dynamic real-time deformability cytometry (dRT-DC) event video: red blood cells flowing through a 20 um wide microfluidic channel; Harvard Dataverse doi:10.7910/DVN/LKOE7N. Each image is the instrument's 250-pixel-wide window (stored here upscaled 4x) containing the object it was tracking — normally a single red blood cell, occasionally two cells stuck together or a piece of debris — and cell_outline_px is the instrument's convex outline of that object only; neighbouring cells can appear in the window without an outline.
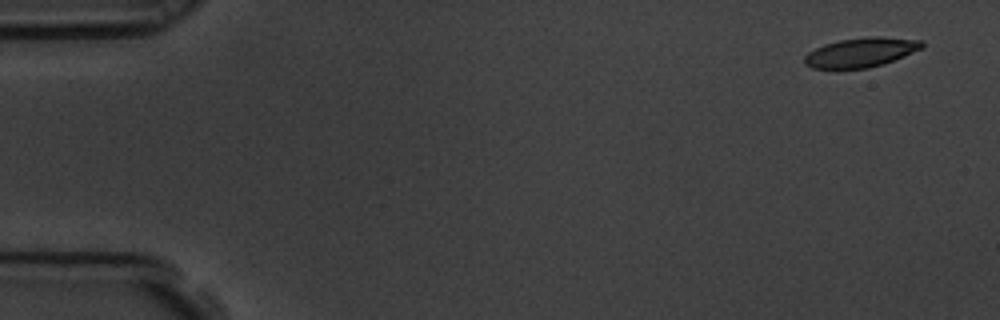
{"species": "common noctule bat (a hibernating species)", "species_latin": "Nyctalus noctula", "temperature_condition": "room temperature", "stored_images_in_passage": 5, "camera_frame_rate_fps": 3000, "um_per_image_px": 0.085, "animal": {"sex": "male", "body_mass_g": 19.5, "forearm_length_mm": 54.6}, "frame": {"image": 1, "passage_image": 1, "time_ms": 0.0, "image_size_px": [1000, 320], "cell_outline_px": [[924, 48], [884, 64], [868, 68], [812, 68], [804, 64], [804, 56], [808, 52], [824, 44], [840, 40], [868, 36], [880, 36], [924, 40]], "centroid_in_image_um": [73.22, 4.44], "position_along_channel_um": 11.8, "area_um2": 20.29}}
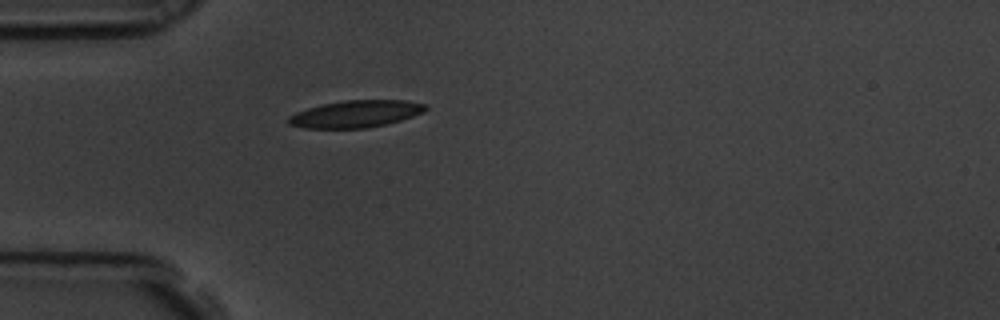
{"frame": {"image": 2, "passage_image": 5, "time_ms": 1.333, "image_size_px": [1000, 320], "cell_outline_px": [[428, 108], [424, 112], [400, 120], [368, 128], [304, 128], [288, 124], [288, 116], [296, 112], [308, 108], [324, 104], [344, 100], [408, 100], [428, 104]], "centroid_in_image_um": [30.26, 9.67], "position_along_channel_um": 54.7, "area_um2": 21.62}}